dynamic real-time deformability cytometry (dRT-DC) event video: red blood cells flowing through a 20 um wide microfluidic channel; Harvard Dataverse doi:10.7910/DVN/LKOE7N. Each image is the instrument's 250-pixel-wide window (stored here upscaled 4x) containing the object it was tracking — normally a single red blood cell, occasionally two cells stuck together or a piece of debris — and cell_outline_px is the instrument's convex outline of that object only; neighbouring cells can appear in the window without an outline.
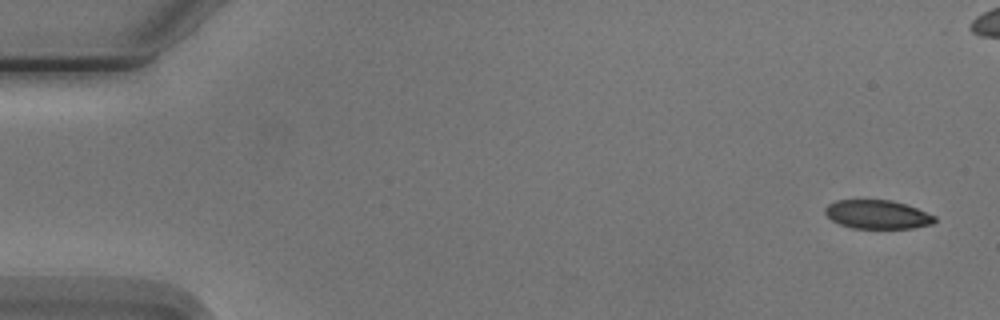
{"species": "Egyptian fruit bat (a non-hibernating species)", "species_latin": "Rousettus aegyptiacus", "temperature_condition": "cold", "stored_images_in_passage": 6, "camera_frame_rate_fps": 3000, "um_per_image_px": 0.085, "animal": {"sex": "male"}, "frame": {"image": 1, "passage_image": 1, "time_ms": 0.0, "image_size_px": [1000, 320], "cell_outline_px": [[936, 220], [932, 224], [912, 228], [852, 228], [840, 224], [832, 220], [824, 212], [824, 208], [828, 204], [836, 200], [892, 200], [916, 208], [936, 216]], "centroid_in_image_um": [74.57, 18.23], "position_along_channel_um": 10.4, "area_um2": 18.26}}